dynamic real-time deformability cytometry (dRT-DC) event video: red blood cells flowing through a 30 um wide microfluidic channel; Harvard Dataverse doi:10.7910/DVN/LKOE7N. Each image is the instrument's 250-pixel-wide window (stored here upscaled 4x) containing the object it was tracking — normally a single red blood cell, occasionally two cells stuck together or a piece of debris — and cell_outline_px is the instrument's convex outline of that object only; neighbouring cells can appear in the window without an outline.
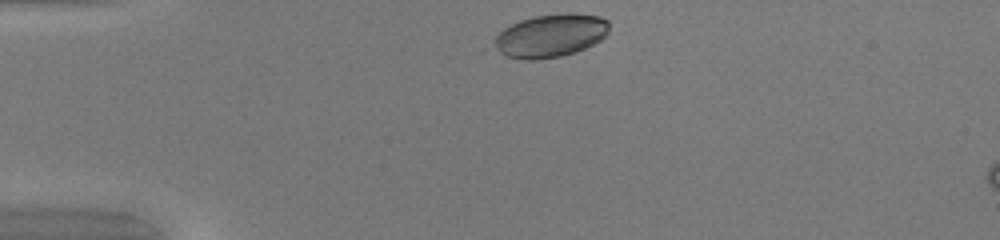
{"species": "common noctule bat (a hibernating species)", "species_latin": "Nyctalus noctula", "temperature_condition": "warm", "stored_images_in_passage": 33, "camera_frame_rate_fps": 3000, "um_per_image_px": 0.085, "animal": {"sex": "female", "body_mass_g": 20.0, "forearm_length_mm": 54.0}, "frame": {"image": 1, "passage_image": 1, "time_ms": 0.0, "image_size_px": [1000, 240], "cell_outline_px": [[608, 32], [600, 40], [576, 52], [560, 56], [532, 60], [520, 60], [504, 56], [500, 52], [496, 44], [496, 36], [504, 28], [520, 20], [536, 16], [568, 12], [572, 12], [600, 16], [608, 20]], "centroid_in_image_um": [46.82, 3.02], "position_along_channel_um": 38.2, "area_um2": 28.73}}
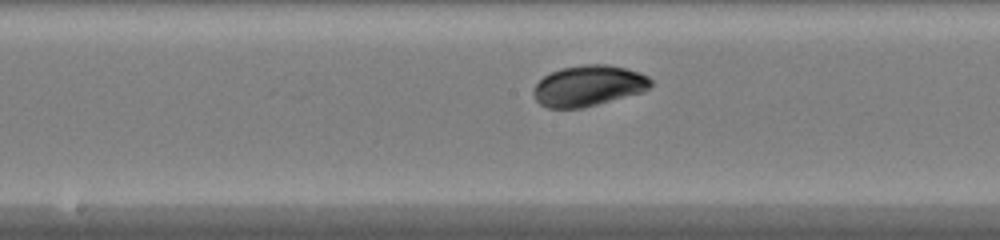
{"frame": {"image": 2, "passage_image": 16, "time_ms": 5.0, "image_size_px": [1000, 240], "cell_outline_px": [[652, 84], [644, 92], [580, 108], [548, 108], [540, 104], [536, 100], [532, 92], [536, 84], [544, 76], [560, 68], [584, 64], [608, 64], [640, 72], [648, 76], [652, 80]], "centroid_in_image_um": [50.03, 7.28], "position_along_channel_um": 198.2, "area_um2": 27.86}}
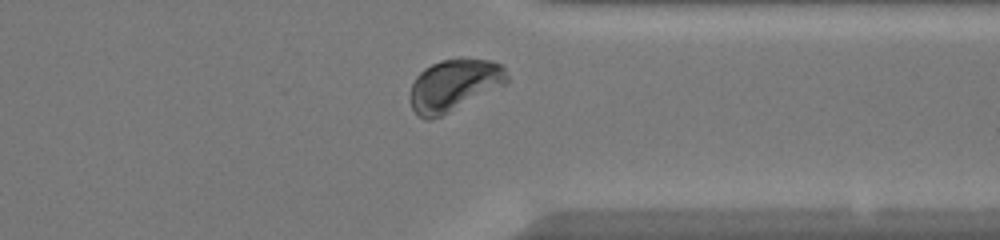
{"frame": {"image": 3, "passage_image": 29, "time_ms": 9.333, "image_size_px": [1000, 240], "cell_outline_px": [[508, 84], [432, 120], [424, 120], [416, 116], [412, 108], [408, 96], [412, 84], [416, 76], [424, 68], [440, 60], [460, 56], [492, 60], [500, 64], [504, 68], [508, 76]], "centroid_in_image_um": [38.59, 7.22], "position_along_channel_um": 372.8, "area_um2": 30.11}, "authors_computed_cell_mechanics": {"area_um2": 28.1486, "velocity_mm_per_s": 4.0687, "shape_relaxation_time_tau1_ms": 2.1275, "shape_relaxation_time_tau2_ms": 1.2743, "deformation_change_tau1": 0.0803, "deformation_change_tau2": 0.0248}}